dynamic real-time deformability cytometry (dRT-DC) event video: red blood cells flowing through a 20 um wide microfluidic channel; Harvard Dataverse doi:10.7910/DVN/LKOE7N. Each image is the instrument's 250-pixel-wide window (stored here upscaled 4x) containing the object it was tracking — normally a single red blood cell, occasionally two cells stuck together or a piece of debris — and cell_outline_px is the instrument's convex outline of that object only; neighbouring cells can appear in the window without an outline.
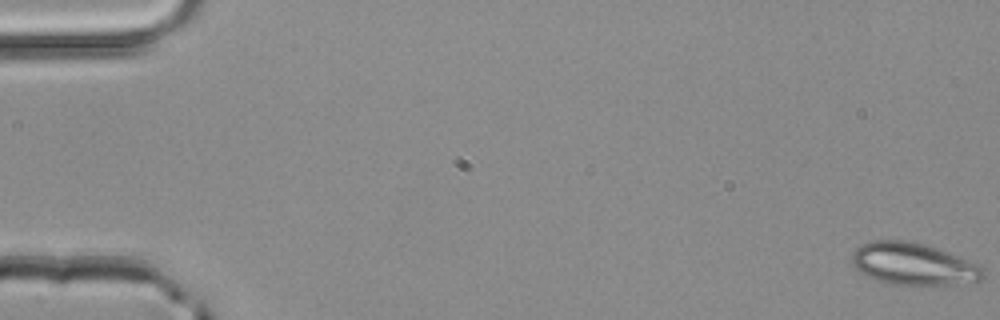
{"species": "common noctule bat (a hibernating species)", "species_latin": "Nyctalus noctula", "temperature_condition": "room temperature", "stored_images_in_passage": 3, "camera_frame_rate_fps": 3000, "um_per_image_px": 0.085, "animal": {"sex": "male", "body_mass_g": 20.4}, "frame": {"image": 1, "passage_image": 1, "time_ms": 0.0, "image_size_px": [1000, 320], "cell_outline_px": [[984, 276], [980, 280], [956, 288], [920, 288], [888, 284], [864, 276], [852, 264], [852, 252], [860, 244], [872, 240], [912, 240], [936, 248], [980, 264], [984, 268]], "centroid_in_image_um": [77.71, 22.52], "position_along_channel_um": 7.3, "area_um2": 34.22}}